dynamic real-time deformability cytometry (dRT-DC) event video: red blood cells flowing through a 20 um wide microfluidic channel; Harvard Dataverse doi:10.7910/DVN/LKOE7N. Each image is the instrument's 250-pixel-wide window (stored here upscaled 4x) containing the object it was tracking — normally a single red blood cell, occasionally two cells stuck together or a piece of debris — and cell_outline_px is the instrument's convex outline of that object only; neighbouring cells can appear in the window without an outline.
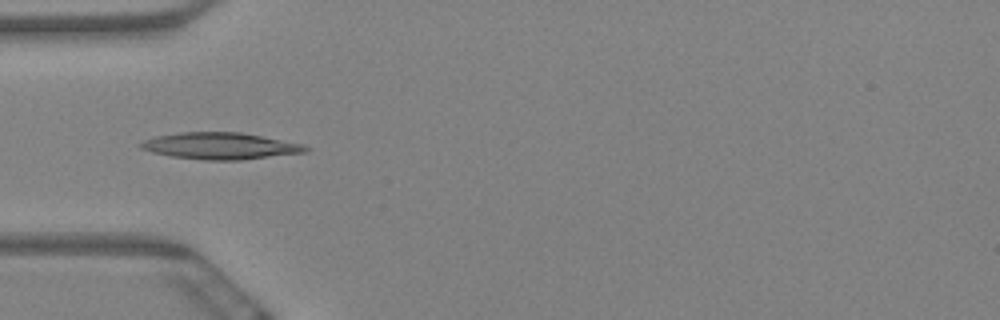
{"species": "Egyptian fruit bat (a non-hibernating species)", "species_latin": "Rousettus aegyptiacus", "temperature_condition": "warm", "stored_images_in_passage": 4, "camera_frame_rate_fps": 3000, "um_per_image_px": 0.085, "animal": {"sex": "female"}, "frame": {"image": 1, "passage_image": 3, "time_ms": 0.667, "image_size_px": [1000, 320], "cell_outline_px": [[312, 148], [308, 152], [240, 160], [204, 160], [172, 156], [152, 152], [140, 148], [136, 144], [144, 140], [156, 136], [180, 132], [240, 132], [304, 144]], "centroid_in_image_um": [18.74, 12.4], "position_along_channel_um": 66.3, "area_um2": 25.72}}
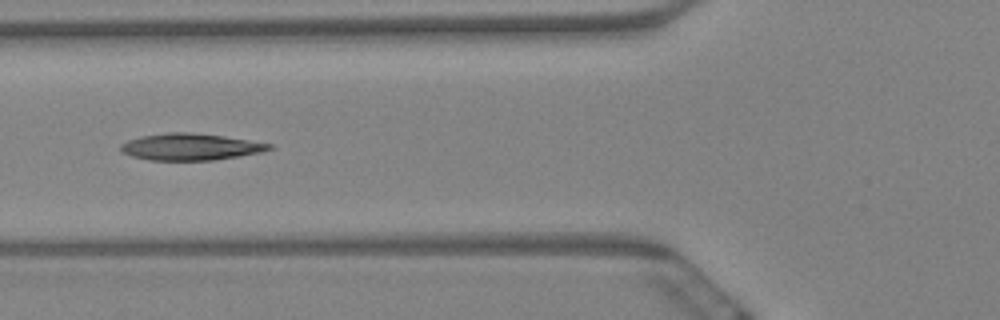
{"frame": {"image": 2, "passage_image": 4, "time_ms": 1.0, "image_size_px": [1000, 320], "cell_outline_px": [[272, 148], [260, 152], [240, 156], [216, 160], [148, 160], [132, 156], [120, 152], [120, 144], [128, 140], [140, 136], [168, 132], [192, 132], [224, 136], [272, 144]], "centroid_in_image_um": [16.14, 12.48], "position_along_channel_um": 109.7, "area_um2": 23.18}}